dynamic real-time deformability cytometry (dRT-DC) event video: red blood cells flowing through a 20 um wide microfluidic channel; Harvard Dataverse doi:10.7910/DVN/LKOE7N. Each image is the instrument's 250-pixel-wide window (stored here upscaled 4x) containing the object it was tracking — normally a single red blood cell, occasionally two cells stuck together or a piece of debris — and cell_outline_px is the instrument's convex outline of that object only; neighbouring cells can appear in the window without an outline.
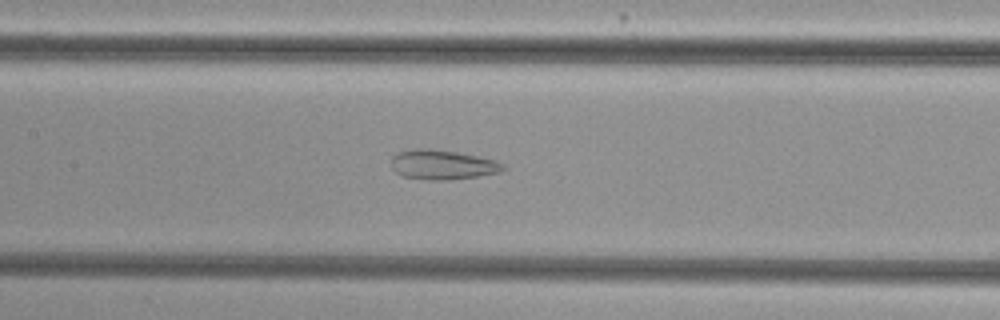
{"species": "common noctule bat (a hibernating species)", "species_latin": "Nyctalus noctula", "temperature_condition": "cold", "stored_images_in_passage": 51, "camera_frame_rate_fps": 3000, "um_per_image_px": 0.085, "animal": {"sex": "female", "body_mass_g": 29.2, "forearm_length_mm": 56.3}, "frame": {"image": 1, "passage_image": 27, "time_ms": 8.667, "image_size_px": [1000, 320], "cell_outline_px": [[508, 168], [500, 172], [480, 176], [452, 180], [424, 180], [404, 176], [396, 172], [392, 168], [392, 156], [396, 152], [416, 148], [432, 148], [456, 152], [496, 160], [504, 164]], "centroid_in_image_um": [37.63, 14.0], "position_along_channel_um": 169.8, "area_um2": 19.59}}
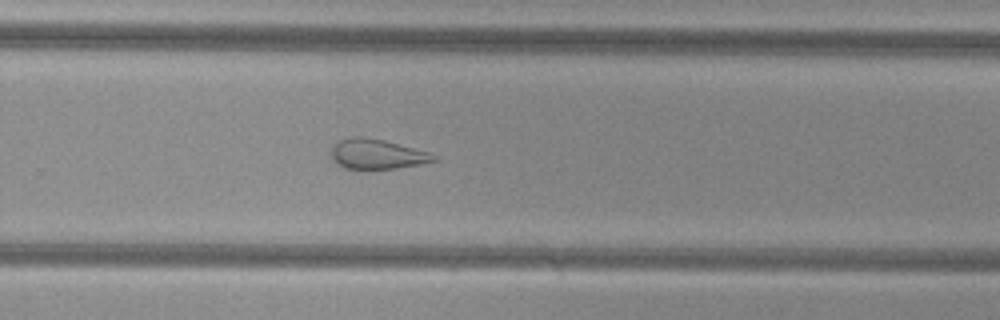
{"frame": {"image": 2, "passage_image": 37, "time_ms": 12.0, "image_size_px": [1000, 320], "cell_outline_px": [[440, 160], [420, 164], [396, 168], [344, 168], [336, 164], [332, 156], [332, 148], [340, 140], [352, 136], [360, 136], [384, 140], [428, 152], [440, 156]], "centroid_in_image_um": [32.09, 13.09], "position_along_channel_um": 297.7, "area_um2": 17.69}}
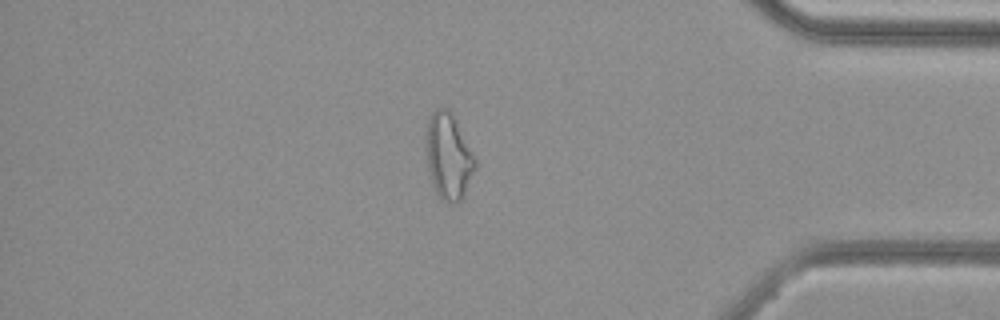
{"frame": {"image": 3, "passage_image": 47, "time_ms": 15.333, "image_size_px": [1000, 320], "cell_outline_px": [[476, 168], [460, 200], [456, 204], [448, 204], [440, 200], [432, 184], [428, 172], [428, 120], [432, 112], [436, 108], [448, 108], [452, 112], [476, 160]], "centroid_in_image_um": [38.13, 13.32], "position_along_channel_um": 397.1, "area_um2": 24.16}}